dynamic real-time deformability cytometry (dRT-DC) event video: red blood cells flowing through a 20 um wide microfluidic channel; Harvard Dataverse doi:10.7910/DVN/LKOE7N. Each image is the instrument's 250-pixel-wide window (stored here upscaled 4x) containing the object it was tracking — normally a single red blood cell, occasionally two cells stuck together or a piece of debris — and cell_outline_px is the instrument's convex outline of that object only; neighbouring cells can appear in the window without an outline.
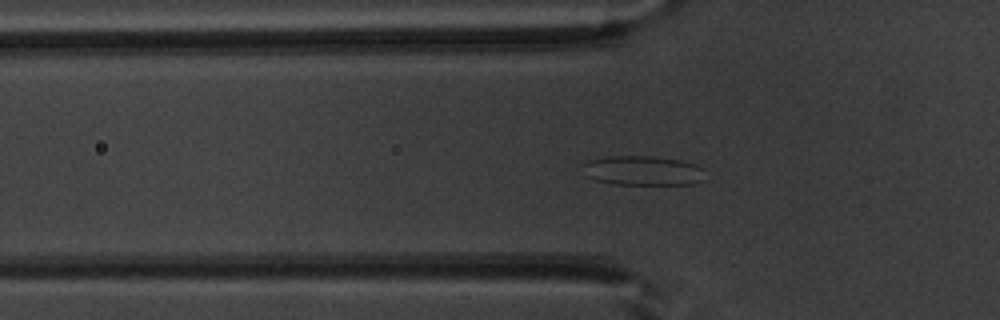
{"species": "common noctule bat (a hibernating species)", "species_latin": "Nyctalus noctula", "temperature_condition": "warm", "stored_images_in_passage": 53, "camera_frame_rate_fps": 3000, "um_per_image_px": 0.085, "animal": {"sex": "male", "body_mass_g": 20.1, "forearm_length_mm": 53.5}, "frame": {"image": 1, "passage_image": 18, "time_ms": 5.667, "image_size_px": [1000, 320], "cell_outline_px": [[704, 180], [692, 184], [612, 184], [596, 180], [588, 176], [580, 164], [588, 160], [608, 156], [652, 156], [680, 160], [696, 164], [704, 168]], "centroid_in_image_um": [54.65, 14.49], "position_along_channel_um": 71.1, "area_um2": 21.21}}
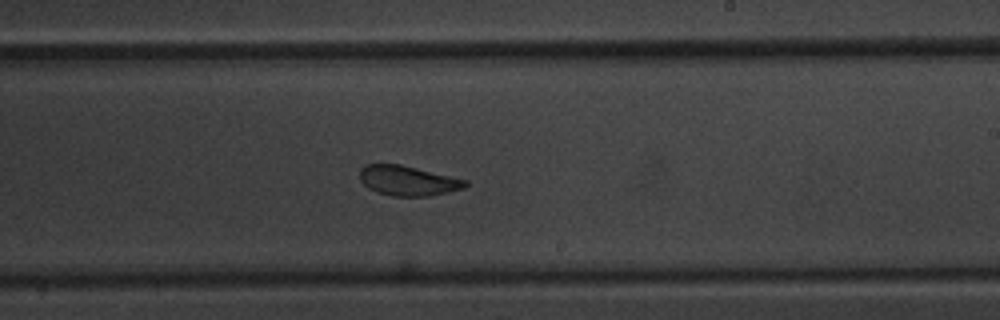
{"frame": {"image": 2, "passage_image": 32, "time_ms": 10.333, "image_size_px": [1000, 320], "cell_outline_px": [[468, 184], [464, 188], [432, 196], [392, 196], [376, 192], [368, 188], [360, 180], [360, 168], [364, 164], [400, 164], [468, 180]], "centroid_in_image_um": [34.66, 15.36], "position_along_channel_um": 254.3, "area_um2": 18.5}}
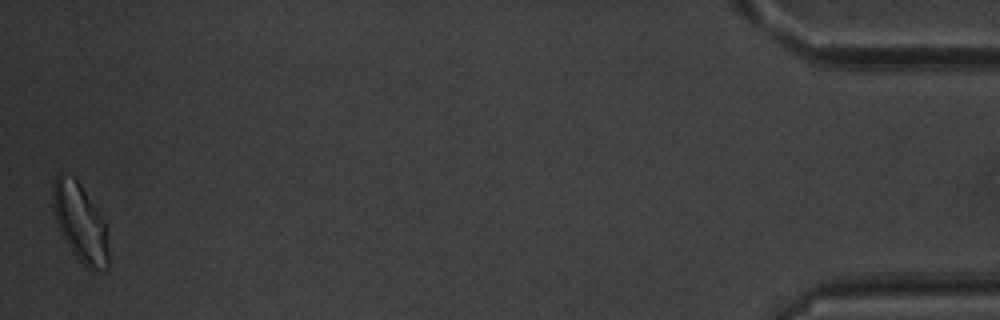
{"frame": {"image": 3, "passage_image": 52, "time_ms": 17.0, "image_size_px": [1000, 320], "cell_outline_px": [[108, 268], [104, 272], [92, 272], [72, 252], [60, 232], [52, 208], [52, 184], [56, 176], [60, 172], [76, 176], [104, 220], [108, 248]], "centroid_in_image_um": [6.8, 18.9], "position_along_channel_um": 428.4, "area_um2": 25.78}}